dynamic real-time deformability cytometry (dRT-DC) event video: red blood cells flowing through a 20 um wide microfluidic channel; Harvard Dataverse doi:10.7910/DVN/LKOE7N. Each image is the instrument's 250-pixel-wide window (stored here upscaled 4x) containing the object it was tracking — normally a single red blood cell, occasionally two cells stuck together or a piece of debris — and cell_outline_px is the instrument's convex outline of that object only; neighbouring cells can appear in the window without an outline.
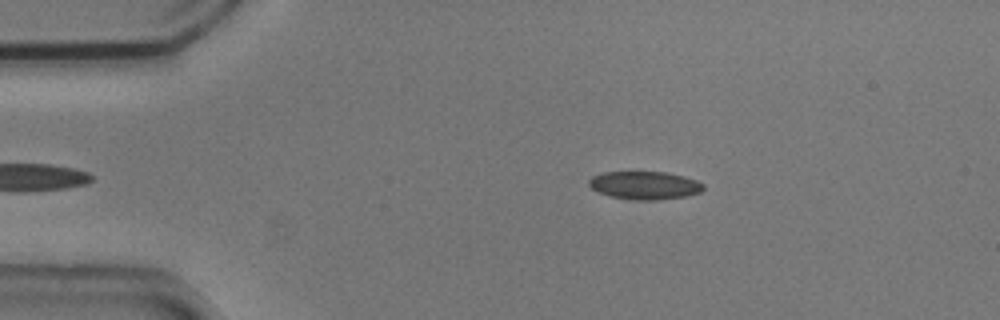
{"species": "common noctule bat (a hibernating species)", "species_latin": "Nyctalus noctula", "temperature_condition": "cold", "stored_images_in_passage": 12, "camera_frame_rate_fps": 3000, "um_per_image_px": 0.085, "animal": {"sex": "male", "body_mass_g": 20.5, "forearm_length_mm": 52.5}, "frame": {"image": 1, "passage_image": 4, "time_ms": 1.0, "image_size_px": [1000, 320], "cell_outline_px": [[704, 188], [700, 192], [684, 196], [656, 200], [636, 200], [612, 196], [600, 192], [592, 188], [588, 184], [588, 180], [592, 176], [604, 172], [664, 172], [684, 176], [696, 180], [704, 184]], "centroid_in_image_um": [54.8, 15.74], "position_along_channel_um": 30.2, "area_um2": 18.5}}
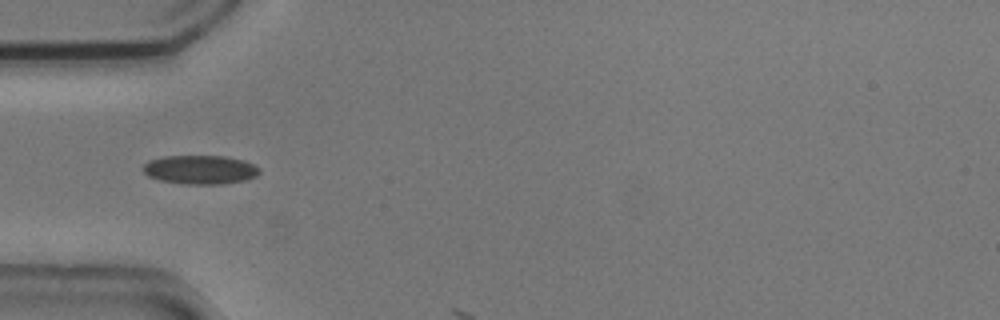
{"frame": {"image": 2, "passage_image": 11, "time_ms": 3.333, "image_size_px": [1000, 320], "cell_outline_px": [[260, 172], [256, 176], [244, 180], [220, 184], [184, 184], [160, 180], [148, 176], [144, 172], [144, 164], [148, 160], [164, 156], [224, 156], [244, 160], [260, 168]], "centroid_in_image_um": [17.01, 14.42], "position_along_channel_um": 68.0, "area_um2": 19.54}}